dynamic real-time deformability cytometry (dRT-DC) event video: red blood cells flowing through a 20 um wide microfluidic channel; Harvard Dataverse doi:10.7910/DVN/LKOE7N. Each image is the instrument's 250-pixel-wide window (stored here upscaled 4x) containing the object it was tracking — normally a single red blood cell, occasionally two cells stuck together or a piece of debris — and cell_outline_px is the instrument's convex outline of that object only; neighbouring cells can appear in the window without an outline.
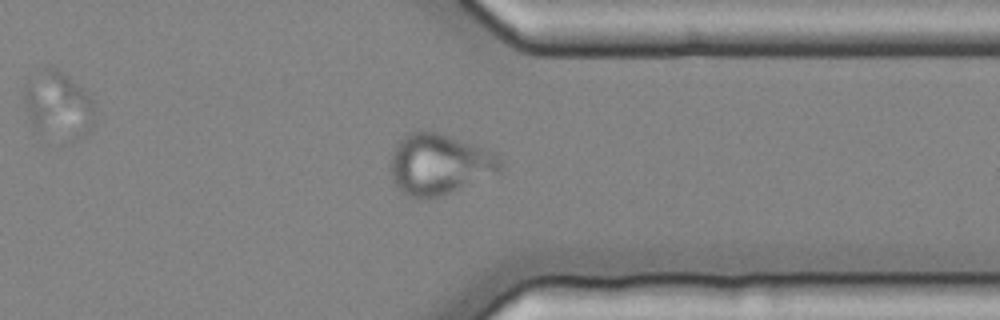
{"species": "common noctule bat (a hibernating species)", "species_latin": "Nyctalus noctula", "temperature_condition": "cold", "stored_images_in_passage": 41, "camera_frame_rate_fps": 3000, "um_per_image_px": 0.085, "animal": {"sex": "female", "body_mass_g": 25.1}, "frame": {"image": 1, "passage_image": 29, "time_ms": 9.333, "image_size_px": [1000, 320], "cell_outline_px": [[504, 160], [500, 168], [496, 172], [448, 192], [436, 196], [408, 196], [400, 192], [392, 180], [392, 152], [396, 144], [408, 132], [436, 132], [496, 152]], "centroid_in_image_um": [37.31, 13.93], "position_along_channel_um": 374.1, "area_um2": 37.69}}
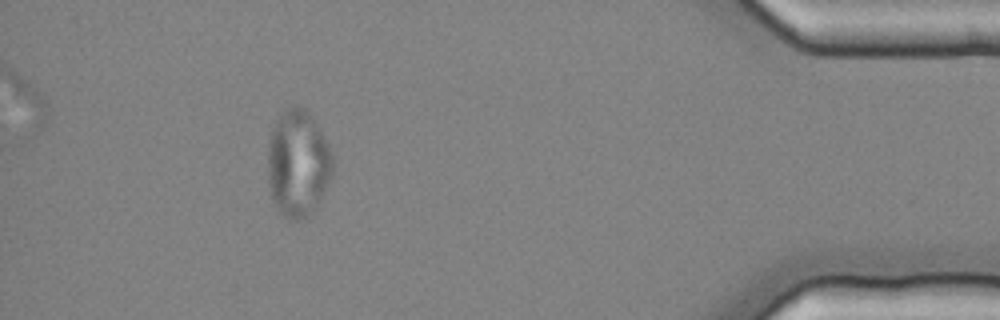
{"frame": {"image": 2, "passage_image": 36, "time_ms": 11.667, "image_size_px": [1000, 320], "cell_outline_px": [[332, 176], [320, 200], [312, 212], [308, 216], [296, 220], [288, 220], [276, 208], [272, 200], [268, 184], [268, 144], [272, 128], [276, 120], [284, 108], [292, 104], [304, 108], [312, 116], [320, 128], [332, 152]], "centroid_in_image_um": [25.31, 13.87], "position_along_channel_um": 409.9, "area_um2": 40.92}}